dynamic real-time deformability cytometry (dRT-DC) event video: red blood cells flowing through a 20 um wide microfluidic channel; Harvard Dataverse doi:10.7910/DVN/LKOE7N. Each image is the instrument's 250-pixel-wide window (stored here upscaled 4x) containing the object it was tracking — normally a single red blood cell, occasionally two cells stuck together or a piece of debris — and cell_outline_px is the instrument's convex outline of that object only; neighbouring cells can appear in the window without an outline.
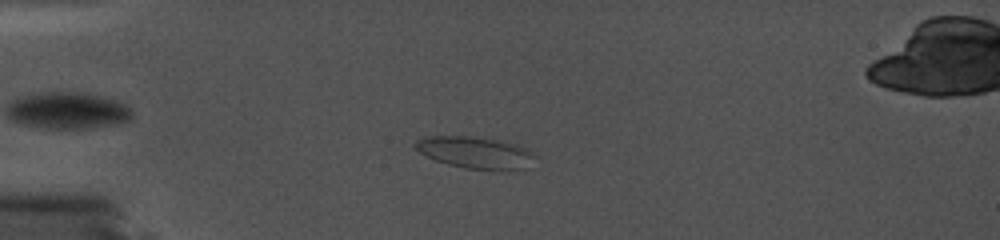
{"species": "common noctule bat (a hibernating species)", "species_latin": "Nyctalus noctula", "temperature_condition": "cold", "stored_images_in_passage": 77, "camera_frame_rate_fps": 5000, "um_per_image_px": 0.085, "animal": {"sex": "female", "body_mass_g": 19.0, "forearm_length_mm": 56.7}, "frame": {"image": 1, "passage_image": 12, "time_ms": 2.2, "image_size_px": [1000, 240], "cell_outline_px": [[528, 168], [516, 172], [492, 172], [464, 168], [448, 164], [436, 160], [420, 152], [416, 148], [416, 140], [432, 136], [464, 136], [492, 140], [520, 148], [528, 152]], "centroid_in_image_um": [40.33, 13.04], "position_along_channel_um": 44.7, "area_um2": 21.44}}
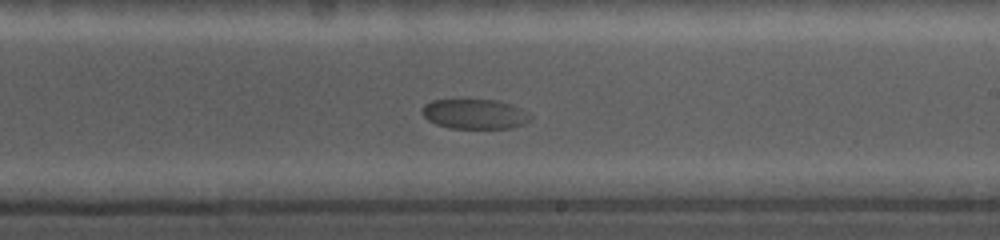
{"frame": {"image": 2, "passage_image": 46, "time_ms": 9.0, "image_size_px": [1000, 240], "cell_outline_px": [[532, 120], [524, 124], [512, 128], [448, 128], [436, 124], [428, 120], [420, 112], [424, 104], [432, 100], [460, 96], [464, 96], [500, 100], [512, 104], [532, 112]], "centroid_in_image_um": [40.37, 9.62], "position_along_channel_um": 248.6, "area_um2": 20.29}}
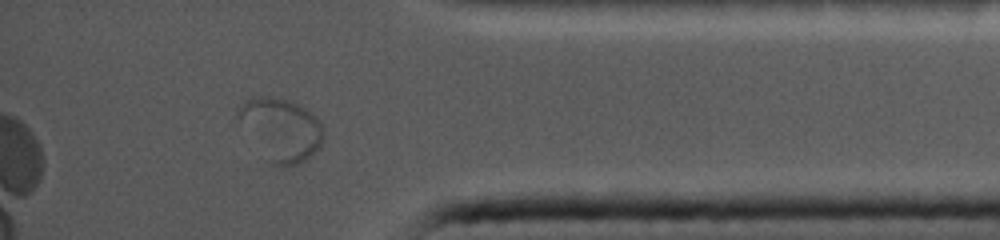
{"frame": {"image": 3, "passage_image": 70, "time_ms": 13.8, "image_size_px": [1000, 240], "cell_outline_px": [[324, 136], [320, 144], [304, 160], [296, 164], [284, 168], [272, 164], [268, 160], [236, 116], [236, 112], [252, 96], [268, 96], [288, 100], [312, 112], [316, 116], [324, 128]], "centroid_in_image_um": [23.9, 10.98], "position_along_channel_um": 411.3, "area_um2": 30.35}}